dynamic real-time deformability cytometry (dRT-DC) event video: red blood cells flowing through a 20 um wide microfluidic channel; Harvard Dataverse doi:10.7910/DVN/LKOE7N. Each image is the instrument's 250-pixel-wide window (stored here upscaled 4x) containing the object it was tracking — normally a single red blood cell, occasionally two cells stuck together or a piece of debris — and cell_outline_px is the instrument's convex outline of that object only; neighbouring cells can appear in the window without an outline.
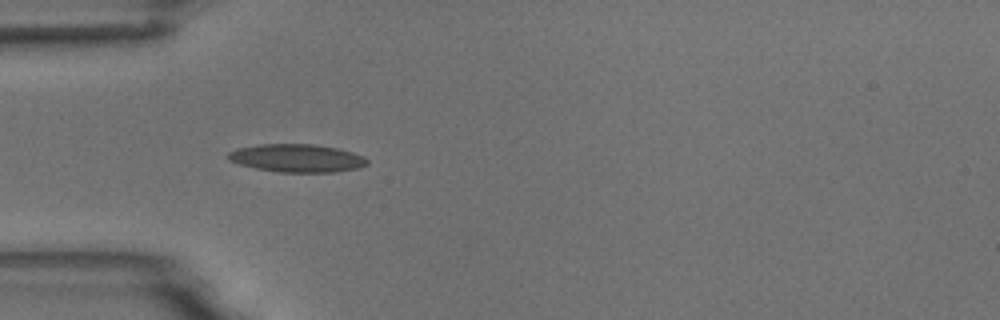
{"species": "common noctule bat (a hibernating species)", "species_latin": "Nyctalus noctula", "temperature_condition": "room temperature", "stored_images_in_passage": 5, "camera_frame_rate_fps": 3000, "um_per_image_px": 0.085, "animal": {"sex": "male", "body_mass_g": 18.8}, "frame": {"image": 1, "passage_image": 4, "time_ms": 4.333, "image_size_px": [1000, 320], "cell_outline_px": [[368, 164], [360, 168], [332, 172], [280, 172], [256, 168], [240, 164], [228, 160], [228, 152], [236, 148], [260, 144], [312, 144], [336, 148], [352, 152], [364, 156], [368, 160]], "centroid_in_image_um": [25.25, 13.44], "position_along_channel_um": 59.8, "area_um2": 22.66}}